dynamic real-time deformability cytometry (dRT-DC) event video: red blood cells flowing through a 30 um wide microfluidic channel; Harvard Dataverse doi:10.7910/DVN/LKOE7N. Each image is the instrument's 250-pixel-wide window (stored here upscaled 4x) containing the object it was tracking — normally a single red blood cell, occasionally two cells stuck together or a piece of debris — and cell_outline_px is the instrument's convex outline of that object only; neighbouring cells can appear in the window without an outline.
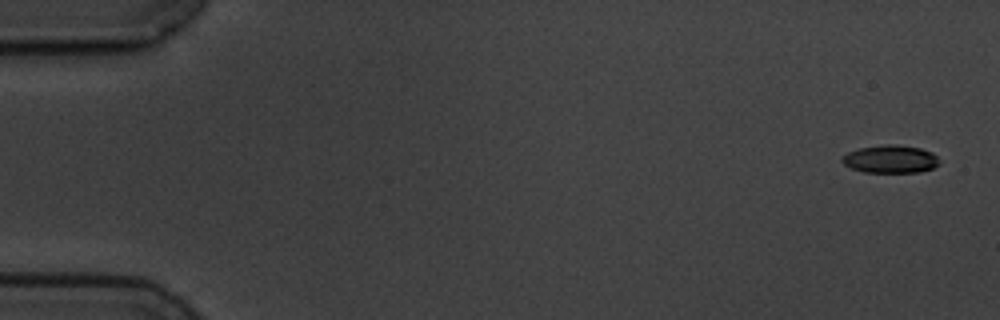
{"species": "common noctule bat (a hibernating species)", "species_latin": "Nyctalus noctula", "temperature_condition": "cold", "stored_images_in_passage": 13, "camera_frame_rate_fps": 3000, "um_per_image_px": 0.085, "animal": {"sex": "male", "body_mass_g": 19.5, "forearm_length_mm": 54.6}, "frame": {"image": 1, "passage_image": 1, "time_ms": 0.0, "image_size_px": [1000, 320], "cell_outline_px": [[940, 164], [932, 168], [920, 172], [864, 172], [852, 168], [844, 164], [840, 160], [848, 152], [860, 148], [884, 144], [896, 144], [920, 148], [932, 152], [940, 160]], "centroid_in_image_um": [75.71, 13.52], "position_along_channel_um": 9.3, "area_um2": 15.78}}
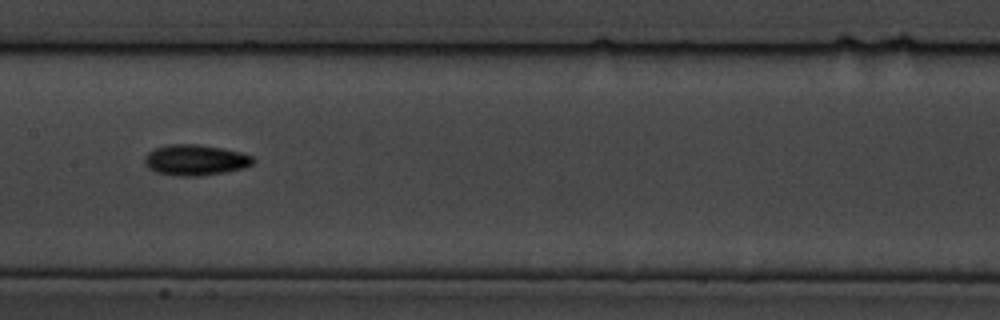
{"frame": {"image": 2, "passage_image": 8, "time_ms": 9.0, "image_size_px": [1000, 320], "cell_outline_px": [[256, 160], [252, 164], [244, 168], [224, 172], [200, 176], [180, 176], [156, 172], [148, 168], [144, 160], [144, 156], [148, 152], [156, 148], [168, 144], [196, 144], [224, 148], [240, 152], [252, 156]], "centroid_in_image_um": [16.61, 13.6], "position_along_channel_um": 190.8, "area_um2": 19.48}}
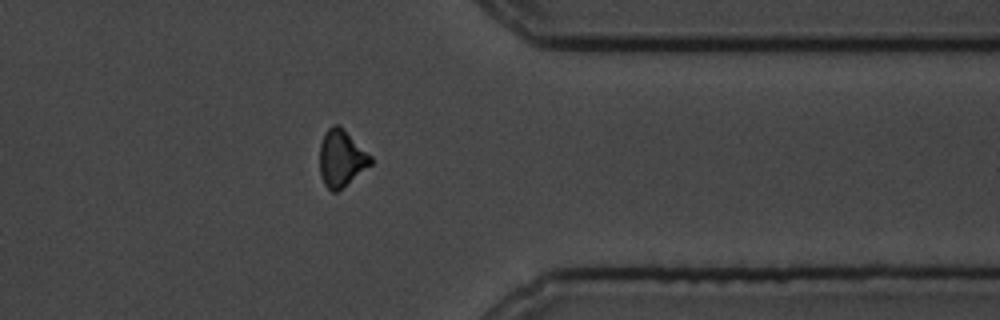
{"frame": {"image": 3, "passage_image": 13, "time_ms": 14.667, "image_size_px": [1000, 320], "cell_outline_px": [[372, 164], [336, 192], [332, 192], [324, 184], [320, 176], [320, 144], [324, 132], [332, 124], [340, 124], [372, 156]], "centroid_in_image_um": [29.01, 13.42], "position_along_channel_um": 382.4, "area_um2": 16.99}, "authors_computed_cell_mechanics": {"area_um2": 16.9932, "velocity_mm_per_s": 3.5484, "shape_relaxation_time_tau1_ms": 2.1448, "shape_relaxation_time_tau2_ms": 10.4635, "deformation_change_tau1": 0.0783, "deformation_change_tau2": 0.1954}}